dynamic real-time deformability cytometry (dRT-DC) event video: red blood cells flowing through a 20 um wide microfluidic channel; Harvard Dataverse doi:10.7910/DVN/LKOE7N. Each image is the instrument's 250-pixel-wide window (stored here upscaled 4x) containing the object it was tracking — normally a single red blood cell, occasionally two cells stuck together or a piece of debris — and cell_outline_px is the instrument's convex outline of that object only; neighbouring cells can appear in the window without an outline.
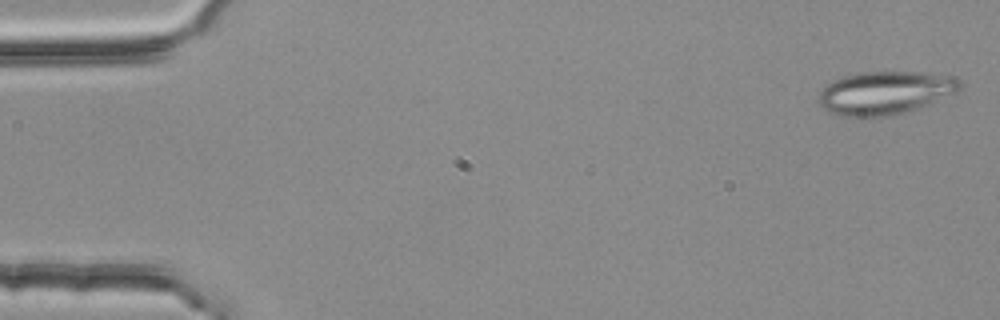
{"species": "common noctule bat (a hibernating species)", "species_latin": "Nyctalus noctula", "temperature_condition": "room temperature", "stored_images_in_passage": 4, "camera_frame_rate_fps": 3000, "um_per_image_px": 0.085, "animal": {"sex": "female", "body_mass_g": 25.1}, "frame": {"image": 1, "passage_image": 1, "time_ms": 0.0, "image_size_px": [1000, 320], "cell_outline_px": [[960, 88], [956, 92], [916, 108], [884, 116], [840, 116], [824, 108], [816, 100], [816, 96], [832, 80], [844, 76], [860, 72], [924, 72], [956, 76], [960, 80]], "centroid_in_image_um": [75.2, 7.86], "position_along_channel_um": 9.8, "area_um2": 35.08}}